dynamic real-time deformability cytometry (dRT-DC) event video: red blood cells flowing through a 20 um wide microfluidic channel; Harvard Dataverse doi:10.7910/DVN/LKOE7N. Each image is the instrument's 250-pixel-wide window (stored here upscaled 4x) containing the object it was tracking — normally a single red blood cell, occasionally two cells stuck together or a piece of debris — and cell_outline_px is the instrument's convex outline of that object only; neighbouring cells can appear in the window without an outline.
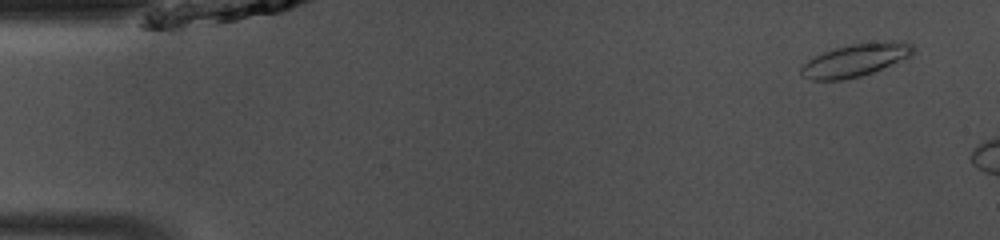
{"species": "common noctule bat (a hibernating species)", "species_latin": "Nyctalus noctula", "temperature_condition": "room temperature", "stored_images_in_passage": 4, "camera_frame_rate_fps": 3000, "um_per_image_px": 0.085, "animal": {"sex": "male", "body_mass_g": 13.0, "forearm_length_mm": 53.1}, "frame": {"image": 1, "passage_image": 1, "time_ms": 0.0, "image_size_px": [1000, 240], "cell_outline_px": [[916, 48], [912, 56], [872, 72], [860, 76], [844, 80], [812, 80], [804, 76], [800, 72], [800, 68], [808, 60], [824, 52], [848, 44], [892, 40], [912, 44]], "centroid_in_image_um": [72.75, 5.1], "position_along_channel_um": 12.2, "area_um2": 21.33}}